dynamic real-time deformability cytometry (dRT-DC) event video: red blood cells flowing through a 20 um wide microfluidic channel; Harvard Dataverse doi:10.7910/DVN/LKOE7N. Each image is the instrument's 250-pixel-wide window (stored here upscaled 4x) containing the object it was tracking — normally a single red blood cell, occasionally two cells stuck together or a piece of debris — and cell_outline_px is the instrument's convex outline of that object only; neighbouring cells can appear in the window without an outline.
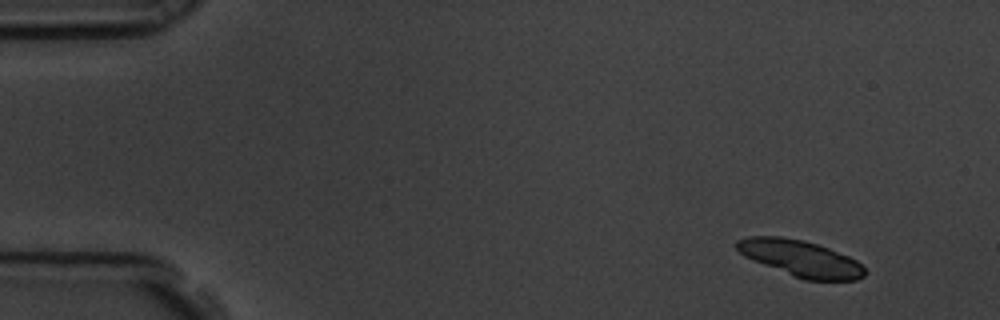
{"species": "common noctule bat (a hibernating species)", "species_latin": "Nyctalus noctula", "temperature_condition": "room temperature", "stored_images_in_passage": 6, "camera_frame_rate_fps": 3000, "um_per_image_px": 0.085, "animal": {"sex": "male", "body_mass_g": 19.5, "forearm_length_mm": 54.6}, "frame": {"image": 1, "passage_image": 1, "time_ms": 0.0, "image_size_px": [1000, 320], "cell_outline_px": [[868, 272], [864, 276], [856, 280], [804, 280], [752, 260], [744, 256], [732, 244], [736, 240], [748, 236], [780, 236], [804, 240], [828, 248], [848, 256], [856, 260]], "centroid_in_image_um": [68.02, 21.95], "position_along_channel_um": 17.0, "area_um2": 27.05}}